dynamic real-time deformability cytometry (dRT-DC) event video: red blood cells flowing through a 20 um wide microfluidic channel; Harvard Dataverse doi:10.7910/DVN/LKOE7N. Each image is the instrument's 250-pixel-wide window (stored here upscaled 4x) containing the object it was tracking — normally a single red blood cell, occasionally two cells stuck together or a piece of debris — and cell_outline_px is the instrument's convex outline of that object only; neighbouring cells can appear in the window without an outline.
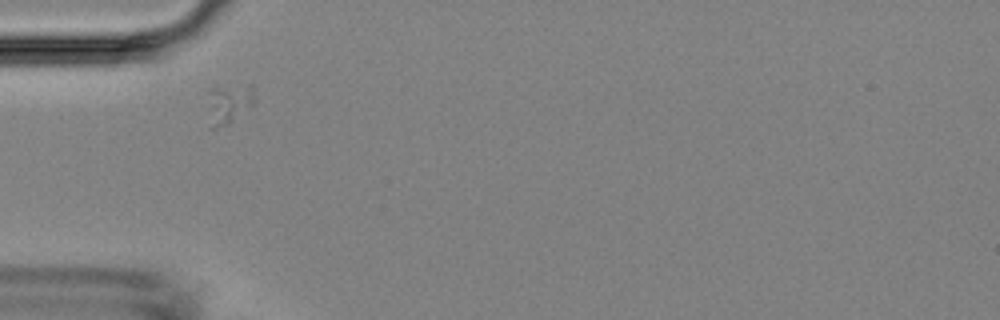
{"species": "Egyptian fruit bat (a non-hibernating species)", "species_latin": "Rousettus aegyptiacus", "temperature_condition": "room temperature", "stored_images_in_passage": 1, "camera_frame_rate_fps": 3000, "um_per_image_px": 0.085, "animal": {"sex": "female"}, "frame": {"image": 1, "passage_image": 1, "time_ms": 0.0, "image_size_px": [1000, 320], "cell_outline_px": [[256, 100], [252, 104], [228, 124], [216, 128], [208, 128], [208, 88], [248, 84], [252, 84], [256, 96]], "centroid_in_image_um": [19.42, 8.79], "position_along_channel_um": 65.6, "area_um2": 11.16}}